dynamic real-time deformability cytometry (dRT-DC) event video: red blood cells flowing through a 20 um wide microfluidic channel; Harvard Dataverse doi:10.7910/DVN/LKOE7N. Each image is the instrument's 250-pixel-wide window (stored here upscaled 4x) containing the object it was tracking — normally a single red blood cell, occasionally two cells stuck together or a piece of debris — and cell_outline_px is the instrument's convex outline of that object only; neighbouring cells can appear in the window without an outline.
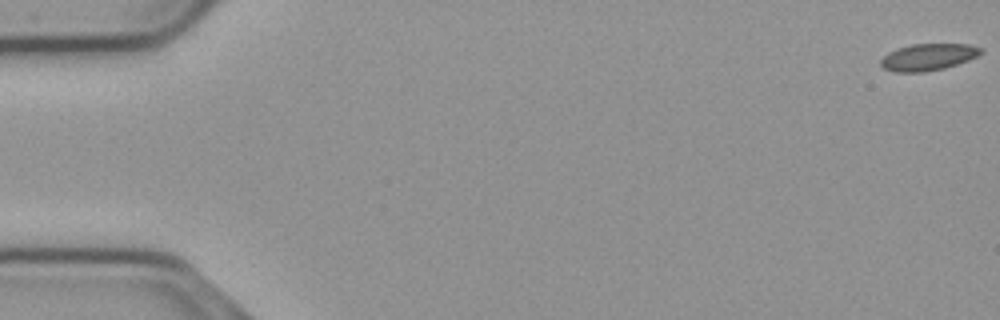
{"species": "common noctule bat (a hibernating species)", "species_latin": "Nyctalus noctula", "temperature_condition": "cold", "stored_images_in_passage": 57, "camera_frame_rate_fps": 3000, "um_per_image_px": 0.085, "animal": {"sex": "male", "body_mass_g": 23.1, "forearm_length_mm": 52.7}, "frame": {"image": 1, "passage_image": 1, "time_ms": 0.0, "image_size_px": [1000, 320], "cell_outline_px": [[984, 48], [976, 56], [968, 60], [944, 68], [924, 72], [896, 72], [884, 68], [880, 64], [880, 60], [888, 52], [896, 48], [912, 44], [968, 44]], "centroid_in_image_um": [78.86, 4.84], "position_along_channel_um": 6.1, "area_um2": 15.55}}
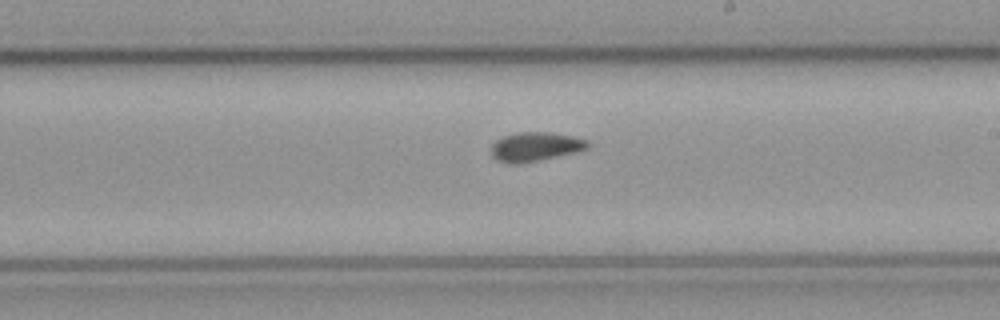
{"frame": {"image": 2, "passage_image": 33, "time_ms": 10.667, "image_size_px": [1000, 320], "cell_outline_px": [[588, 148], [540, 160], [520, 164], [508, 164], [496, 160], [492, 156], [492, 144], [496, 140], [504, 136], [520, 132], [548, 132], [572, 136], [588, 140]], "centroid_in_image_um": [45.45, 12.47], "position_along_channel_um": 243.5, "area_um2": 16.18}}
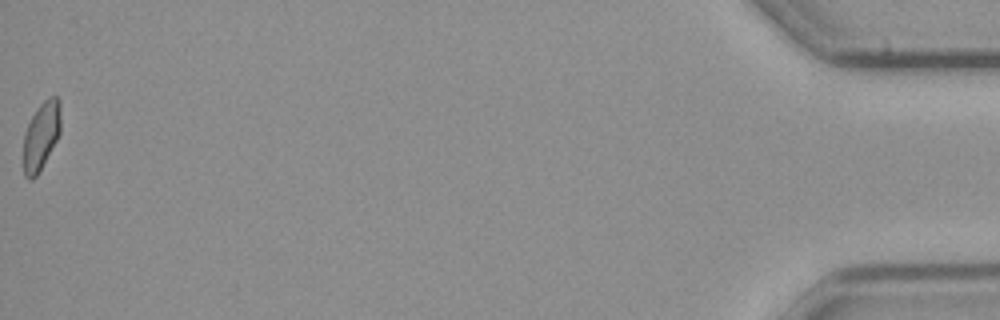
{"frame": {"image": 3, "passage_image": 57, "time_ms": 18.667, "image_size_px": [1000, 320], "cell_outline_px": [[60, 132], [56, 140], [36, 176], [32, 180], [28, 180], [24, 176], [24, 136], [28, 124], [36, 108], [48, 96], [56, 96], [60, 100]], "centroid_in_image_um": [3.5, 11.51], "position_along_channel_um": 431.7, "area_um2": 14.57}, "authors_computed_cell_mechanics": {"area_um2": 15.9528, "velocity_mm_per_s": 3.6784, "shape_relaxation_time_tau1_ms": null, "shape_relaxation_time_tau2_ms": 5.4842, "deformation_change_tau1": null, "deformation_change_tau2": 0.0926}}